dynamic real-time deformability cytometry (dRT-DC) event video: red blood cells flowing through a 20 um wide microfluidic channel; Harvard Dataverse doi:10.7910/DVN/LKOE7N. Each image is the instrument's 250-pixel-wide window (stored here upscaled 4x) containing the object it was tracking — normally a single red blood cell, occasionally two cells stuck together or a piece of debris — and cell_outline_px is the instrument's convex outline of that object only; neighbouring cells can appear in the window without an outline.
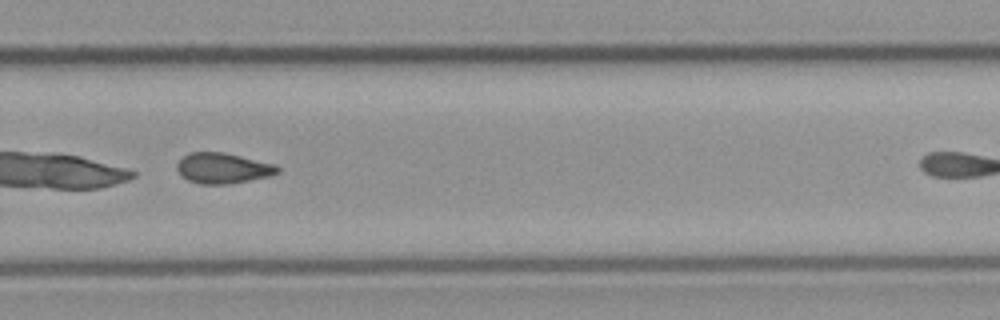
{"species": "common noctule bat (a hibernating species)", "species_latin": "Nyctalus noctula", "temperature_condition": "cold", "stored_images_in_passage": 10, "camera_frame_rate_fps": 3000, "um_per_image_px": 0.085, "animal": {"sex": "male", "body_mass_g": 23.1, "forearm_length_mm": 52.7}, "frame": {"image": 1, "passage_image": 7, "time_ms": 2.0, "image_size_px": [1000, 320], "cell_outline_px": [[280, 172], [268, 176], [228, 184], [200, 184], [188, 180], [180, 176], [176, 168], [176, 164], [188, 152], [224, 152], [276, 164], [280, 168]], "centroid_in_image_um": [18.92, 14.29], "position_along_channel_um": 310.9, "area_um2": 17.98}}